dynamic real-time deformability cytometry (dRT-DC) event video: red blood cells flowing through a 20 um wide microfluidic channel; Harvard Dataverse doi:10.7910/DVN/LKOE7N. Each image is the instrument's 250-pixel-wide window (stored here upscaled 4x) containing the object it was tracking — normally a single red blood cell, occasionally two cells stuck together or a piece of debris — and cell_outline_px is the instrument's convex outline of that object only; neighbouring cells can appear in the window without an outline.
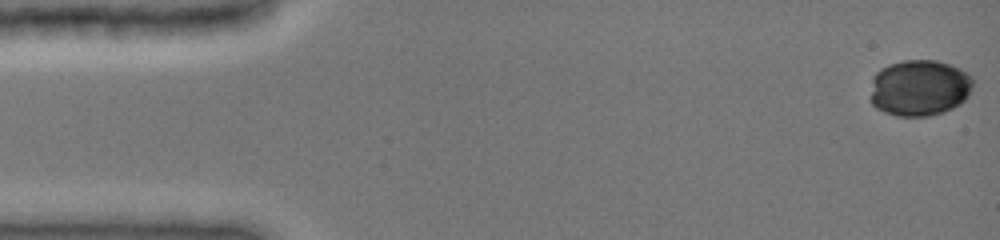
{"species": "common noctule bat (a hibernating species)", "species_latin": "Nyctalus noctula", "temperature_condition": "cold", "stored_images_in_passage": 18, "camera_frame_rate_fps": 3000, "um_per_image_px": 0.085, "animal": {"sex": "female", "body_mass_g": 19.0, "forearm_length_mm": 51.5}, "frame": {"image": 1, "passage_image": 1, "time_ms": 0.0, "image_size_px": [1000, 240], "cell_outline_px": [[976, 80], [968, 96], [960, 104], [944, 112], [928, 116], [896, 116], [884, 112], [876, 108], [872, 104], [872, 76], [880, 68], [888, 64], [904, 60], [936, 60], [960, 68], [968, 72]], "centroid_in_image_um": [78.18, 7.46], "position_along_channel_um": 6.8, "area_um2": 34.1}}
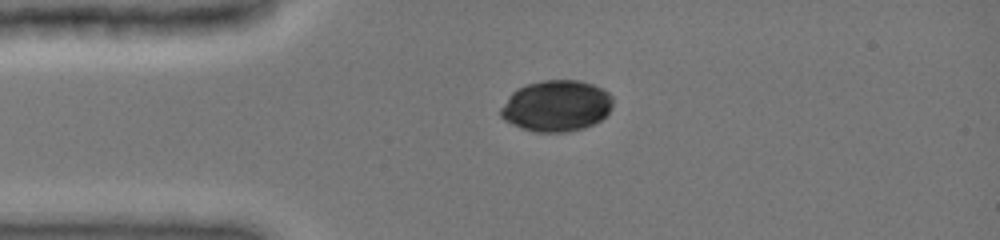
{"frame": {"image": 2, "passage_image": 11, "time_ms": 3.333, "image_size_px": [1000, 240], "cell_outline_px": [[612, 108], [600, 120], [584, 128], [568, 132], [536, 132], [520, 128], [504, 120], [500, 116], [500, 108], [508, 96], [516, 88], [524, 84], [540, 80], [580, 80], [604, 88], [612, 96]], "centroid_in_image_um": [47.27, 8.99], "position_along_channel_um": 37.7, "area_um2": 33.87}}
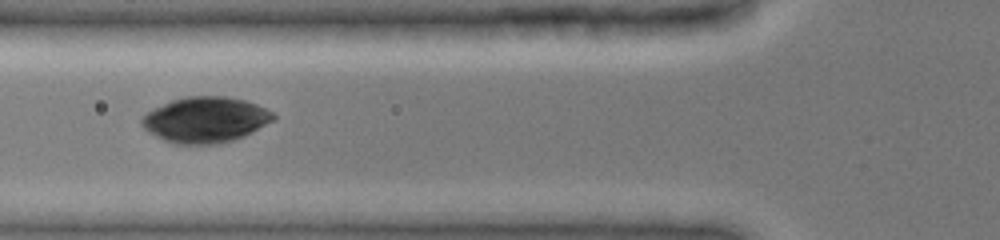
{"frame": {"image": 3, "passage_image": 16, "time_ms": 5.667, "image_size_px": [1000, 240], "cell_outline_px": [[276, 120], [244, 136], [220, 144], [172, 144], [148, 132], [140, 124], [140, 120], [152, 108], [172, 100], [184, 96], [228, 96], [244, 100], [256, 104], [272, 112], [276, 116]], "centroid_in_image_um": [17.46, 10.18], "position_along_channel_um": 108.3, "area_um2": 35.26}}